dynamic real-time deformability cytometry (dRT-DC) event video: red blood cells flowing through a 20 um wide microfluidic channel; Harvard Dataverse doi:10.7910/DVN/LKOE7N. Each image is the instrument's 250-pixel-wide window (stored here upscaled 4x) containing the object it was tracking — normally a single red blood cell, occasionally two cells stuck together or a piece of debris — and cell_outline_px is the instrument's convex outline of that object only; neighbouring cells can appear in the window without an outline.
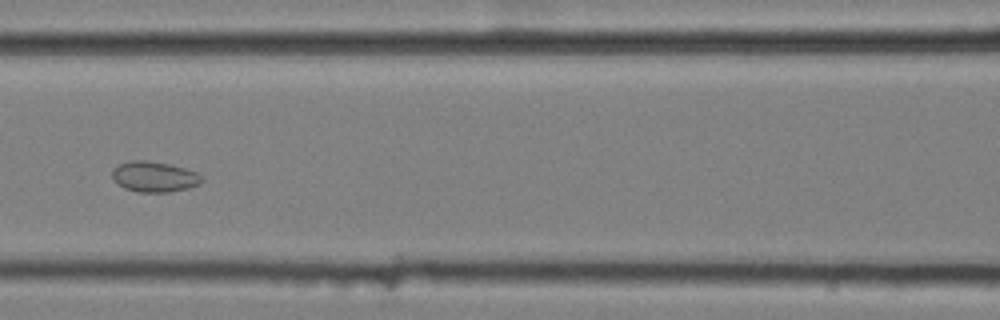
{"species": "common noctule bat (a hibernating species)", "species_latin": "Nyctalus noctula", "temperature_condition": "cold", "stored_images_in_passage": 10, "camera_frame_rate_fps": 3000, "um_per_image_px": 0.085, "animal": {"sex": "female", "body_mass_g": 25.1}, "frame": {"image": 1, "passage_image": 9, "time_ms": 2.667, "image_size_px": [1000, 320], "cell_outline_px": [[204, 180], [200, 184], [188, 188], [168, 192], [140, 192], [124, 188], [112, 176], [112, 168], [120, 164], [132, 160], [148, 160], [168, 164], [184, 168], [196, 172], [204, 176]], "centroid_in_image_um": [13.15, 15.02], "position_along_channel_um": 153.4, "area_um2": 15.9}}
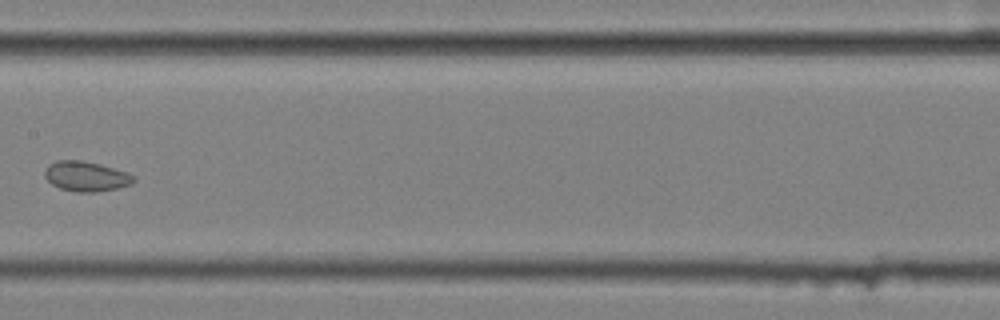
{"frame": {"image": 2, "passage_image": 10, "time_ms": 3.0, "image_size_px": [1000, 320], "cell_outline_px": [[136, 180], [132, 184], [116, 188], [96, 192], [76, 192], [60, 188], [52, 184], [44, 176], [44, 172], [48, 164], [56, 160], [80, 160], [100, 164], [128, 172]], "centroid_in_image_um": [7.3, 14.98], "position_along_channel_um": 200.1, "area_um2": 15.55}}